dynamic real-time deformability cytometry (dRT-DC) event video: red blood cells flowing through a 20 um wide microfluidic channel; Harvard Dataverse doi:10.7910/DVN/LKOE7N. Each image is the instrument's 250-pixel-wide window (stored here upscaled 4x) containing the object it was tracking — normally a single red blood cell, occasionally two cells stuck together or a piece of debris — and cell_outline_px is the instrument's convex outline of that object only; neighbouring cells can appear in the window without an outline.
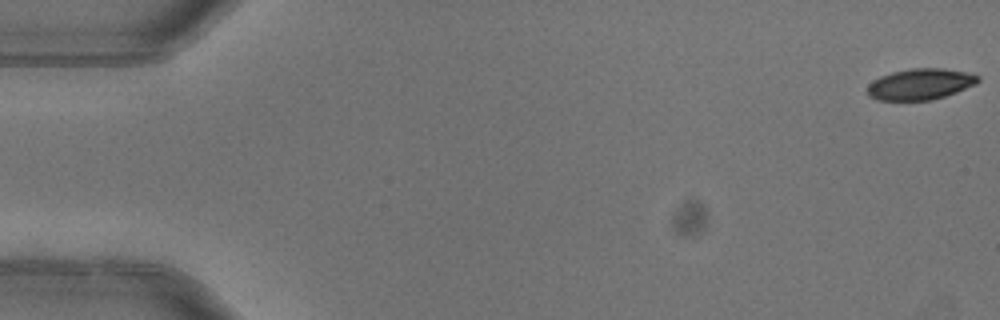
{"species": "common noctule bat (a hibernating species)", "species_latin": "Nyctalus noctula", "temperature_condition": "warm", "stored_images_in_passage": 6, "camera_frame_rate_fps": 3000, "um_per_image_px": 0.085, "animal": {"sex": "female"}, "frame": {"image": 1, "passage_image": 1, "time_ms": 0.0, "image_size_px": [1000, 320], "cell_outline_px": [[980, 80], [976, 84], [956, 92], [932, 100], [876, 100], [868, 96], [868, 84], [872, 80], [880, 76], [892, 72], [912, 68], [944, 68], [964, 72], [980, 76]], "centroid_in_image_um": [78.2, 7.15], "position_along_channel_um": 6.8, "area_um2": 20.06}}